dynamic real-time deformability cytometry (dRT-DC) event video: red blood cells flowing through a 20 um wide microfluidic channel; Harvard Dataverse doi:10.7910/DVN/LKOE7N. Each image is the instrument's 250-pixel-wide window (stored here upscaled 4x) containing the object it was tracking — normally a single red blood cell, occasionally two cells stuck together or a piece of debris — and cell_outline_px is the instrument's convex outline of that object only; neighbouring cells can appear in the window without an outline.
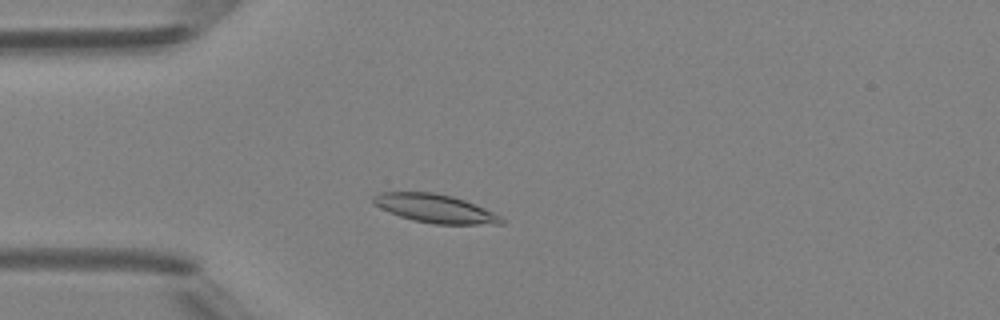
{"species": "Egyptian fruit bat (a non-hibernating species)", "species_latin": "Rousettus aegyptiacus", "temperature_condition": "room temperature", "stored_images_in_passage": 2, "camera_frame_rate_fps": 3000, "um_per_image_px": 0.085, "animal": {"sex": "female"}, "frame": {"image": 1, "passage_image": 2, "time_ms": 1.0, "image_size_px": [1000, 320], "cell_outline_px": [[504, 224], [432, 224], [412, 220], [388, 212], [372, 204], [372, 196], [380, 192], [432, 192], [452, 196], [464, 200], [484, 208], [500, 216], [504, 220]], "centroid_in_image_um": [36.93, 17.72], "position_along_channel_um": 48.1, "area_um2": 21.27}}